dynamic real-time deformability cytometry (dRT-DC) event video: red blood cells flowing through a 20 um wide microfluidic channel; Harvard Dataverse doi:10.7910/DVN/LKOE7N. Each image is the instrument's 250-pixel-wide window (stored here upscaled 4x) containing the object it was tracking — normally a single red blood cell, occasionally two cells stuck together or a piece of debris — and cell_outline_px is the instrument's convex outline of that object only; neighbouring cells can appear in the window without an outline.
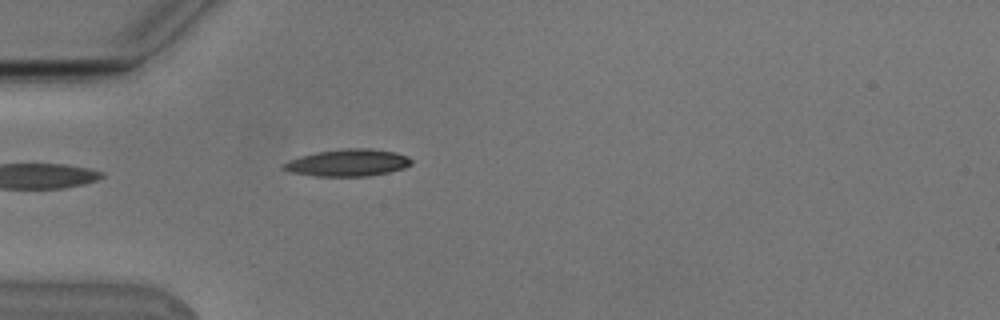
{"species": "Egyptian fruit bat (a non-hibernating species)", "species_latin": "Rousettus aegyptiacus", "temperature_condition": "cold", "stored_images_in_passage": 14, "camera_frame_rate_fps": 3000, "um_per_image_px": 0.085, "animal": {"sex": "male"}, "frame": {"image": 1, "passage_image": 1, "time_ms": 0.0, "image_size_px": [1000, 320], "cell_outline_px": [[412, 164], [404, 168], [388, 172], [368, 176], [316, 176], [288, 172], [280, 168], [280, 164], [288, 160], [300, 156], [316, 152], [344, 148], [372, 148], [396, 152], [408, 156], [412, 160]], "centroid_in_image_um": [29.53, 13.83], "position_along_channel_um": 55.5, "area_um2": 20.46}}